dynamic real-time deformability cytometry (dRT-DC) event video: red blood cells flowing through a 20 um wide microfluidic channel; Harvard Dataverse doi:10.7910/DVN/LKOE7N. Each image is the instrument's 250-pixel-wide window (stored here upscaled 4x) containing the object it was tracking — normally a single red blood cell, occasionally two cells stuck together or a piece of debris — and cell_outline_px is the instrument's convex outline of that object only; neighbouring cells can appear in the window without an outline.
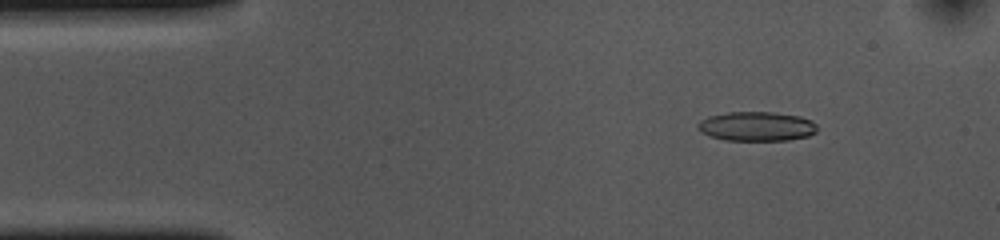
{"species": "common noctule bat (a hibernating species)", "species_latin": "Nyctalus noctula", "temperature_condition": "cold", "stored_images_in_passage": 53, "camera_frame_rate_fps": 3000, "um_per_image_px": 0.085, "animal": {"sex": "female", "body_mass_g": 10.0, "forearm_length_mm": 53.1}, "frame": {"image": 1, "passage_image": 6, "time_ms": 1.667, "image_size_px": [1000, 240], "cell_outline_px": [[816, 132], [808, 136], [788, 140], [724, 140], [708, 136], [700, 132], [696, 124], [700, 120], [708, 116], [728, 112], [772, 112], [800, 116], [812, 120], [816, 124]], "centroid_in_image_um": [64.28, 10.74], "position_along_channel_um": 20.7, "area_um2": 20.58}}
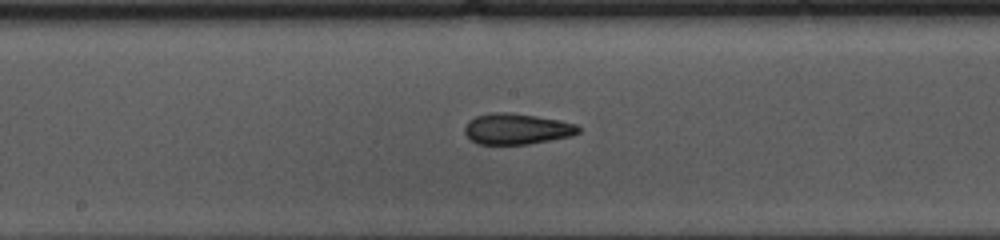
{"frame": {"image": 2, "passage_image": 26, "time_ms": 8.333, "image_size_px": [1000, 240], "cell_outline_px": [[580, 132], [572, 136], [528, 144], [480, 144], [472, 140], [464, 132], [464, 128], [468, 120], [476, 116], [492, 112], [512, 112], [560, 120], [576, 124], [580, 128]], "centroid_in_image_um": [43.93, 10.94], "position_along_channel_um": 204.3, "area_um2": 20.52}}
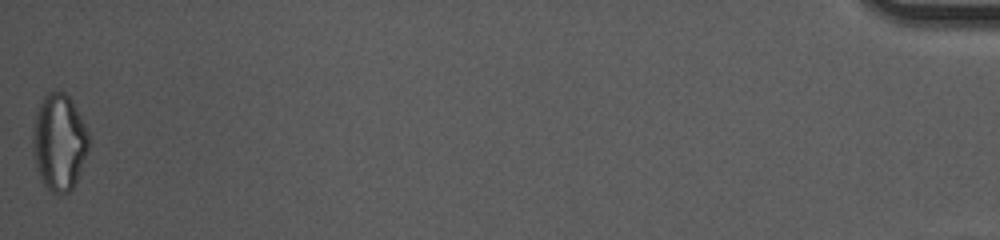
{"frame": {"image": 3, "passage_image": 53, "time_ms": 17.333, "image_size_px": [1000, 240], "cell_outline_px": [[88, 152], [76, 180], [72, 188], [68, 192], [52, 192], [40, 180], [36, 168], [32, 148], [32, 140], [36, 112], [44, 96], [48, 92], [64, 92], [72, 100], [88, 132]], "centroid_in_image_um": [5.01, 12.08], "position_along_channel_um": 430.2, "area_um2": 31.15}, "authors_computed_cell_mechanics": {"area_um2": 20.808, "velocity_mm_per_s": 3.6666, "shape_relaxation_time_tau1_ms": 6.0994, "shape_relaxation_time_tau2_ms": 2.1583, "deformation_change_tau1": 0.1714, "deformation_change_tau2": 0.1053}}